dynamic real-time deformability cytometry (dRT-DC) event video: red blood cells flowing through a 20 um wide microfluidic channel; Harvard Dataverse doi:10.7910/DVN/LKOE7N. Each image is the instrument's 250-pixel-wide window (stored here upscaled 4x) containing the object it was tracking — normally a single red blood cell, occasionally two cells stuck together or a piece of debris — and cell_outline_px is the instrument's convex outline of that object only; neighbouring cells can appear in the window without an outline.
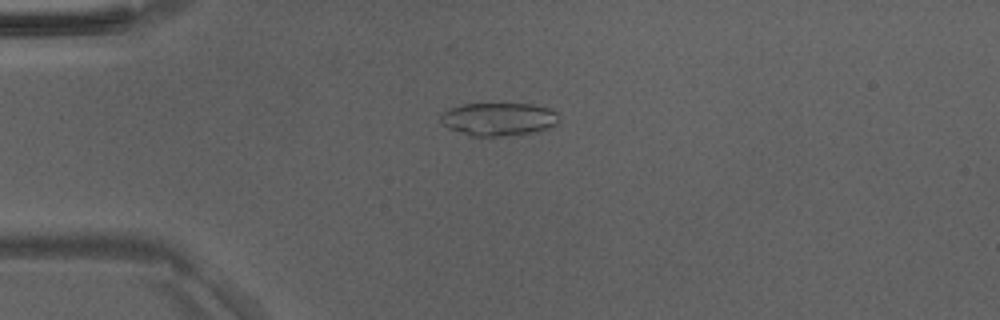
{"species": "Egyptian fruit bat (a non-hibernating species)", "species_latin": "Rousettus aegyptiacus", "temperature_condition": "room temperature", "stored_images_in_passage": 47, "camera_frame_rate_fps": 3000, "um_per_image_px": 0.085, "animal": {"sex": "male"}, "frame": {"image": 1, "passage_image": 10, "time_ms": 3.0, "image_size_px": [1000, 320], "cell_outline_px": [[556, 124], [548, 128], [536, 132], [500, 136], [472, 136], [448, 128], [440, 120], [440, 116], [444, 112], [452, 108], [464, 104], [532, 104], [548, 108], [556, 112]], "centroid_in_image_um": [42.37, 10.13], "position_along_channel_um": 42.6, "area_um2": 22.43}}
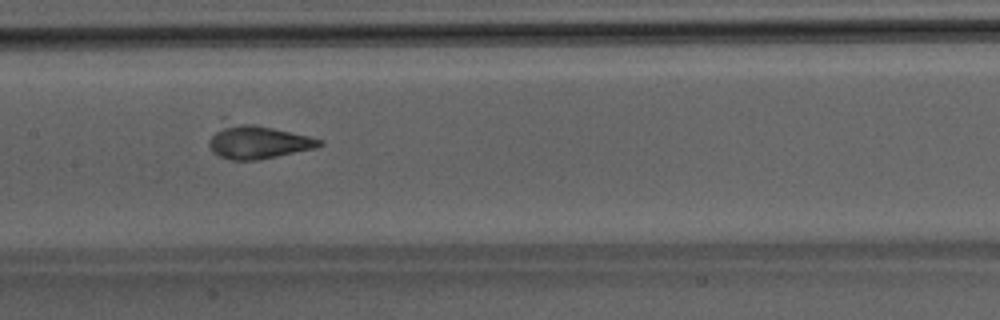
{"frame": {"image": 2, "passage_image": 22, "time_ms": 7.0, "image_size_px": [1000, 320], "cell_outline_px": [[324, 144], [316, 148], [260, 160], [232, 160], [220, 156], [212, 152], [208, 144], [208, 140], [220, 116], [224, 116], [308, 136], [324, 140]], "centroid_in_image_um": [21.76, 11.97], "position_along_channel_um": 185.6, "area_um2": 23.12}}
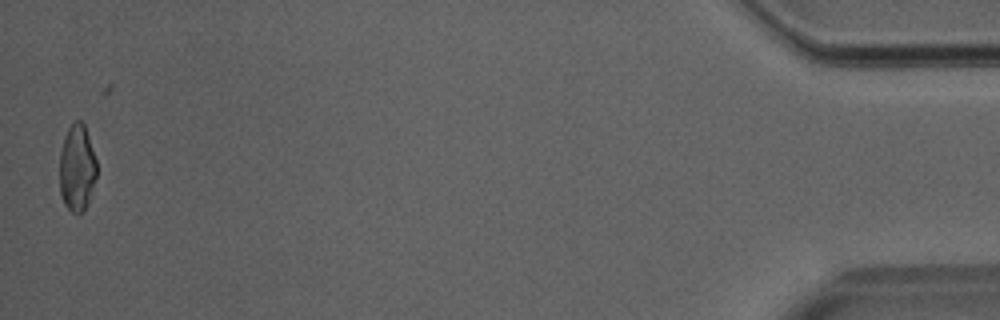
{"frame": {"image": 3, "passage_image": 46, "time_ms": 15.0, "image_size_px": [1000, 320], "cell_outline_px": [[96, 176], [88, 204], [80, 212], [72, 212], [64, 204], [60, 196], [60, 152], [64, 136], [68, 128], [76, 120], [80, 120], [84, 124], [96, 160]], "centroid_in_image_um": [6.53, 14.27], "position_along_channel_um": 428.7, "area_um2": 18.61}}